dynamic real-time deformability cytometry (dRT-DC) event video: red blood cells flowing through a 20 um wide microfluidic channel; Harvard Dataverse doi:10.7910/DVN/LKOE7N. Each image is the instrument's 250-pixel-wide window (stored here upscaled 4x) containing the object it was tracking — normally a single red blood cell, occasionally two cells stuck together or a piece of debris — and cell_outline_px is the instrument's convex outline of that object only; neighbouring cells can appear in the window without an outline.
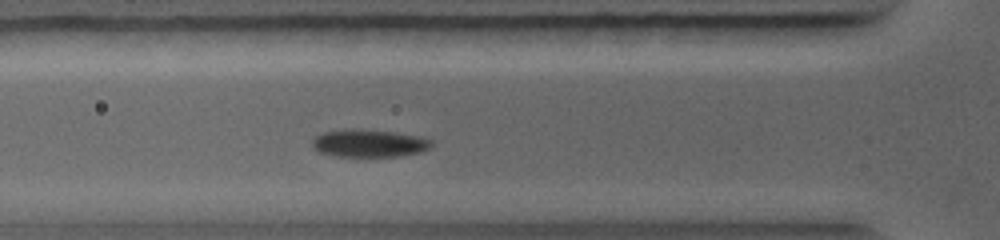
{"species": "common noctule bat (a hibernating species)", "species_latin": "Nyctalus noctula", "temperature_condition": "warm", "stored_images_in_passage": 7, "camera_frame_rate_fps": 5000, "um_per_image_px": 0.085, "animal": {"sex": "female", "body_mass_g": 19.0, "forearm_length_mm": 56.7}, "frame": {"image": 1, "passage_image": 5, "time_ms": 2.0, "image_size_px": [1000, 240], "cell_outline_px": [[432, 144], [428, 148], [420, 152], [400, 156], [336, 156], [320, 152], [312, 148], [312, 140], [316, 136], [324, 132], [392, 132], [420, 136], [432, 140]], "centroid_in_image_um": [31.41, 12.23], "position_along_channel_um": 94.4, "area_um2": 18.09}}
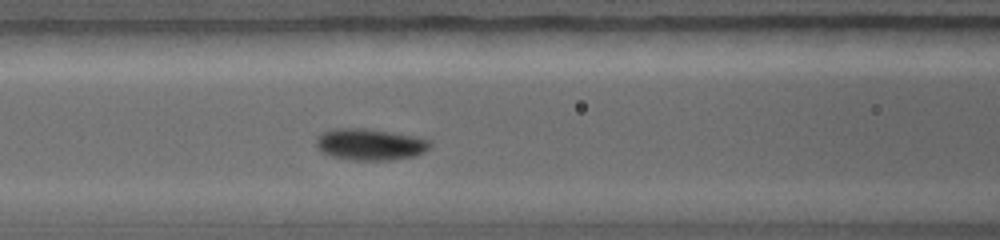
{"frame": {"image": 2, "passage_image": 7, "time_ms": 2.8, "image_size_px": [1000, 240], "cell_outline_px": [[432, 144], [424, 152], [416, 156], [392, 160], [352, 160], [332, 156], [320, 152], [316, 144], [316, 136], [320, 132], [332, 128], [368, 128], [416, 136], [432, 140]], "centroid_in_image_um": [31.45, 12.26], "position_along_channel_um": 135.2, "area_um2": 21.39}}